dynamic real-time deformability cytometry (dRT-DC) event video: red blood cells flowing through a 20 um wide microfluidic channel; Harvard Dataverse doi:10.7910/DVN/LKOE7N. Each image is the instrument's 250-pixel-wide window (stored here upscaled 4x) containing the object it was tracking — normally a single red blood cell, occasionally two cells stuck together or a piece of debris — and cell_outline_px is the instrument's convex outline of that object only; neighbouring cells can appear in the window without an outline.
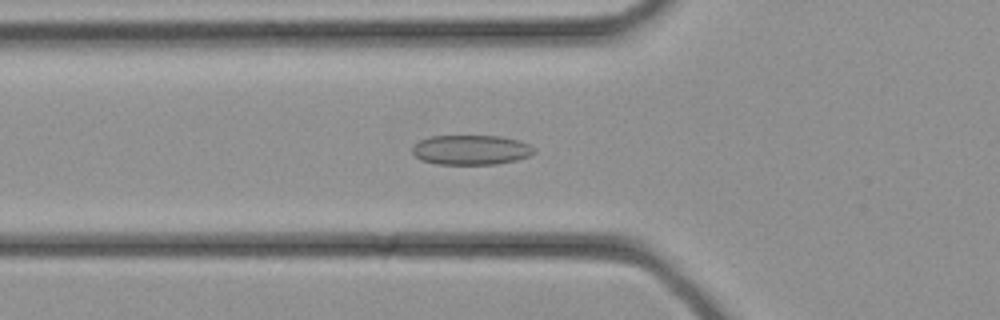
{"species": "common noctule bat (a hibernating species)", "species_latin": "Nyctalus noctula", "temperature_condition": "cold", "stored_images_in_passage": 29, "camera_frame_rate_fps": 3000, "um_per_image_px": 0.085, "animal": {"sex": "female", "body_mass_g": 21.9}, "frame": {"image": 1, "passage_image": 7, "time_ms": 2.0, "image_size_px": [1000, 320], "cell_outline_px": [[536, 152], [528, 156], [516, 160], [496, 164], [436, 164], [420, 160], [412, 152], [412, 148], [420, 140], [432, 136], [500, 136], [520, 140], [536, 148]], "centroid_in_image_um": [40.06, 12.74], "position_along_channel_um": 85.7, "area_um2": 21.15}}
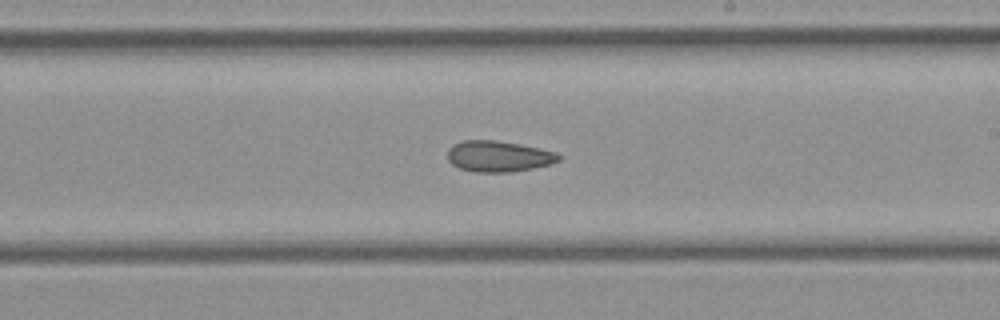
{"frame": {"image": 2, "passage_image": 15, "time_ms": 4.667, "image_size_px": [1000, 320], "cell_outline_px": [[560, 160], [552, 164], [512, 172], [476, 172], [460, 168], [452, 164], [448, 160], [448, 148], [452, 144], [464, 140], [496, 140], [520, 144], [540, 148], [556, 152], [560, 156]], "centroid_in_image_um": [42.37, 13.28], "position_along_channel_um": 246.6, "area_um2": 20.17}}
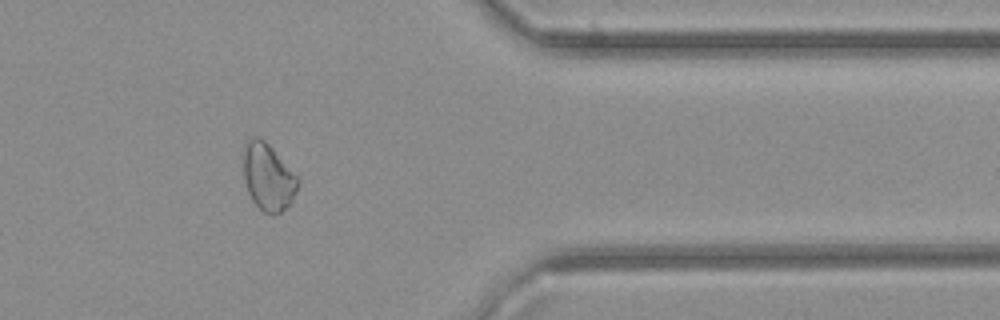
{"frame": {"image": 3, "passage_image": 23, "time_ms": 7.333, "image_size_px": [1000, 320], "cell_outline_px": [[300, 184], [292, 200], [280, 212], [272, 216], [264, 212], [252, 200], [248, 192], [244, 180], [240, 156], [244, 144], [252, 136], [260, 136], [300, 176]], "centroid_in_image_um": [22.76, 14.99], "position_along_channel_um": 388.6, "area_um2": 22.08}}